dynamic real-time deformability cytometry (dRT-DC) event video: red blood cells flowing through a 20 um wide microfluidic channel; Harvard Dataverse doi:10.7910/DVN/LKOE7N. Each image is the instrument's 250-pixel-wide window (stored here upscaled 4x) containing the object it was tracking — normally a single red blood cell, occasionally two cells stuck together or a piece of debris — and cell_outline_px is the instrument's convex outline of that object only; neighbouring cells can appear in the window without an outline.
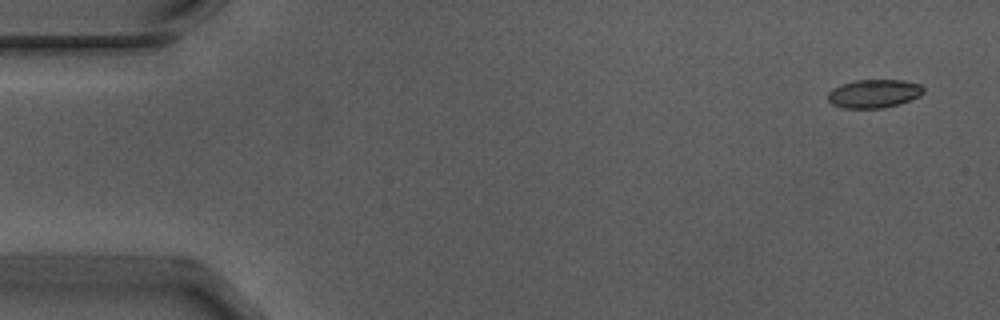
{"species": "Egyptian fruit bat (a non-hibernating species)", "species_latin": "Rousettus aegyptiacus", "temperature_condition": "warm", "stored_images_in_passage": 11, "camera_frame_rate_fps": 3000, "um_per_image_px": 0.085, "animal": {"sex": "male"}, "frame": {"image": 1, "passage_image": 1, "time_ms": 0.0, "image_size_px": [1000, 320], "cell_outline_px": [[924, 92], [920, 96], [900, 104], [884, 108], [844, 108], [832, 104], [828, 100], [828, 92], [832, 88], [856, 80], [904, 80], [920, 84], [924, 88]], "centroid_in_image_um": [74.31, 7.96], "position_along_channel_um": 10.7, "area_um2": 15.9}}